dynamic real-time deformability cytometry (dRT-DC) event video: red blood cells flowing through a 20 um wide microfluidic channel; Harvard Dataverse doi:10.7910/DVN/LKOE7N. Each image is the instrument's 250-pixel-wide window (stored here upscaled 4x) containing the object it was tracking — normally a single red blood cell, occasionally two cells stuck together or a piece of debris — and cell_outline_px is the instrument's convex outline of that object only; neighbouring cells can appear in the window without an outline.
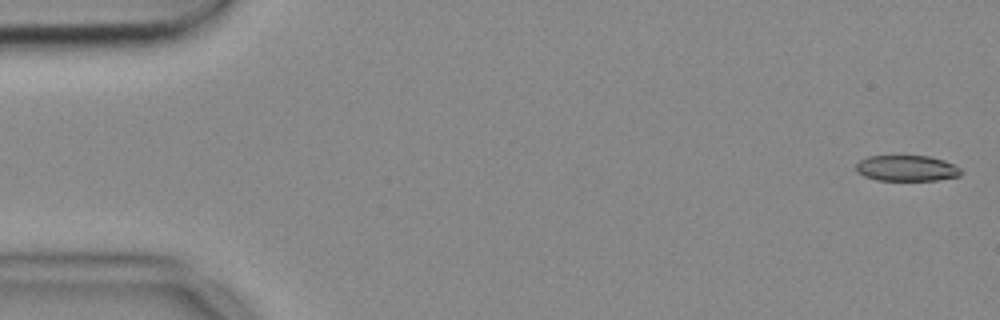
{"species": "common noctule bat (a hibernating species)", "species_latin": "Nyctalus noctula", "temperature_condition": "cold", "stored_images_in_passage": 55, "segment_of_instrument_passage": [1, 2], "camera_frame_rate_fps": 3000, "um_per_image_px": 0.085, "animal": {"sex": "female", "body_mass_g": 18.4}, "frame": {"image": 1, "passage_image": 1, "time_ms": 0.0, "image_size_px": [1000, 320], "cell_outline_px": [[960, 176], [936, 180], [876, 180], [864, 176], [856, 172], [856, 164], [860, 160], [868, 156], [928, 156], [944, 160], [960, 168]], "centroid_in_image_um": [77.04, 14.3], "position_along_channel_um": 8.0, "area_um2": 15.72}}
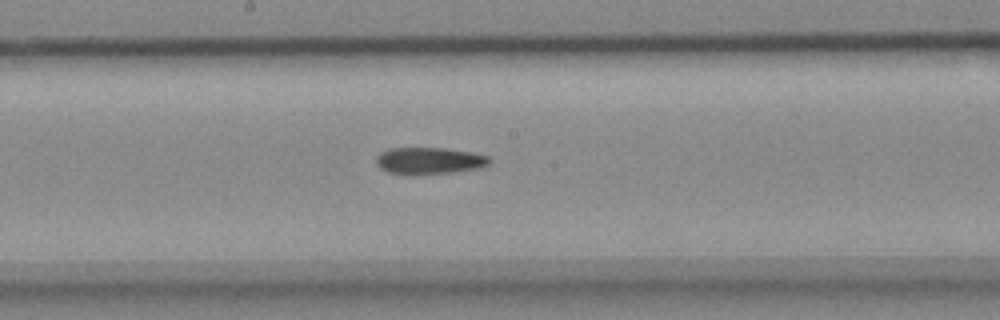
{"frame": {"image": 2, "passage_image": 28, "time_ms": 9.0, "image_size_px": [1000, 320], "cell_outline_px": [[492, 160], [488, 164], [480, 168], [452, 172], [412, 176], [388, 172], [380, 168], [376, 164], [376, 156], [380, 152], [388, 148], [444, 148], [472, 152], [488, 156]], "centroid_in_image_um": [36.45, 13.67], "position_along_channel_um": 211.7, "area_um2": 18.03}}
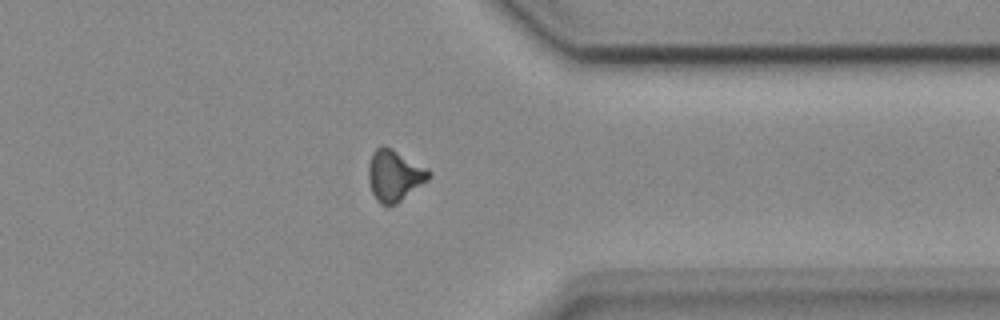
{"frame": {"image": 3, "passage_image": 42, "time_ms": 13.667, "image_size_px": [1000, 320], "cell_outline_px": [[432, 172], [428, 180], [396, 204], [380, 204], [376, 200], [372, 192], [368, 180], [368, 168], [372, 152], [380, 144], [384, 144], [392, 148], [428, 168]], "centroid_in_image_um": [33.52, 14.88], "position_along_channel_um": 377.9, "area_um2": 18.15}}